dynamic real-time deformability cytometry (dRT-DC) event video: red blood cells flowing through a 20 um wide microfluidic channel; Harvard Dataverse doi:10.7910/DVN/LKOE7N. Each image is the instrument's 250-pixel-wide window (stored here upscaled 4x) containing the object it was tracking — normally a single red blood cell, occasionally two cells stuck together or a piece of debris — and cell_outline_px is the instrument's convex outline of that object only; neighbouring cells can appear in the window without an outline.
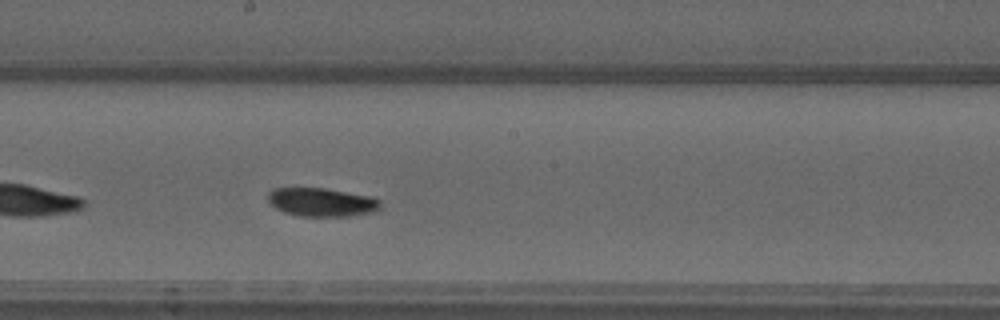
{"species": "common noctule bat (a hibernating species)", "species_latin": "Nyctalus noctula", "temperature_condition": "warm", "stored_images_in_passage": 37, "camera_frame_rate_fps": 3000, "um_per_image_px": 0.085, "animal": {"sex": "male", "forearm_length_mm": 52.5}, "frame": {"image": 1, "passage_image": 14, "time_ms": 4.333, "image_size_px": [1000, 320], "cell_outline_px": [[380, 208], [376, 212], [348, 216], [296, 216], [284, 212], [276, 208], [268, 200], [268, 192], [276, 188], [324, 188], [372, 196], [380, 200]], "centroid_in_image_um": [27.37, 17.19], "position_along_channel_um": 220.8, "area_um2": 18.79}}
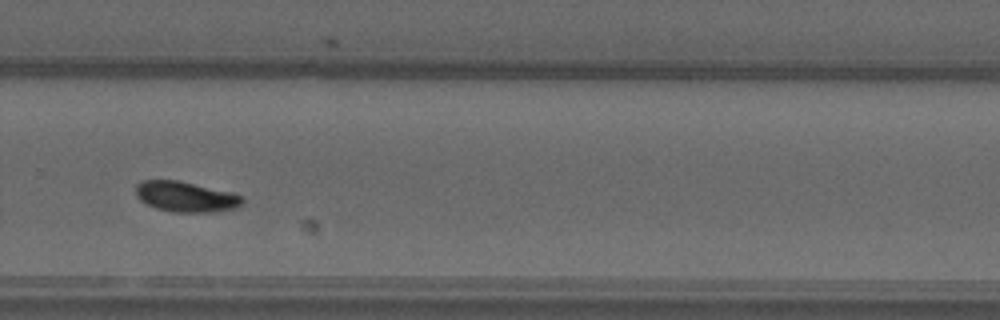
{"frame": {"image": 2, "passage_image": 21, "time_ms": 6.667, "image_size_px": [1000, 320], "cell_outline_px": [[244, 200], [236, 208], [212, 212], [172, 212], [156, 208], [140, 200], [136, 196], [136, 184], [144, 180], [176, 180], [228, 192], [240, 196]], "centroid_in_image_um": [15.73, 16.73], "position_along_channel_um": 314.1, "area_um2": 18.5}}
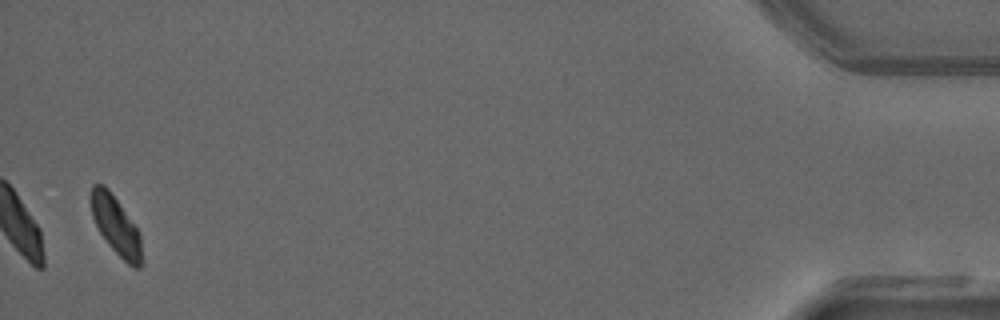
{"frame": {"image": 3, "passage_image": 36, "time_ms": 11.667, "image_size_px": [1000, 320], "cell_outline_px": [[144, 264], [140, 268], [132, 268], [108, 244], [100, 232], [92, 216], [88, 196], [92, 184], [104, 184], [108, 188], [140, 232]], "centroid_in_image_um": [9.86, 19.18], "position_along_channel_um": 425.3, "area_um2": 17.69}, "authors_computed_cell_mechanics": {"area_um2": 18.496, "velocity_mm_per_s": 4.003, "shape_relaxation_time_tau1_ms": 3.0111, "shape_relaxation_time_tau2_ms": null, "deformation_change_tau1": 0.1211, "deformation_change_tau2": null}}